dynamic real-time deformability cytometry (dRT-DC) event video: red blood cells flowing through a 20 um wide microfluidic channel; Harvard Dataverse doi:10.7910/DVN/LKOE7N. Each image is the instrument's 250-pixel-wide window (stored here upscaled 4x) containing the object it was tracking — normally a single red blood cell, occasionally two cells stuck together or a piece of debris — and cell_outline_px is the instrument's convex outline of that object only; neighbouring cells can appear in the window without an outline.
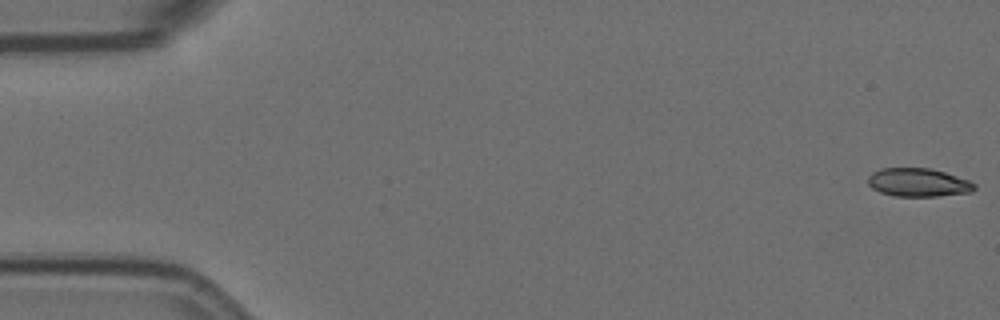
{"species": "Egyptian fruit bat (a non-hibernating species)", "species_latin": "Rousettus aegyptiacus", "temperature_condition": "room temperature", "stored_images_in_passage": 42, "camera_frame_rate_fps": 3000, "um_per_image_px": 0.085, "animal": {"sex": "female"}, "frame": {"image": 1, "passage_image": 1, "time_ms": 0.0, "image_size_px": [1000, 320], "cell_outline_px": [[976, 188], [972, 192], [936, 196], [896, 196], [880, 192], [872, 188], [868, 184], [868, 176], [872, 172], [880, 168], [932, 168], [968, 180], [976, 184]], "centroid_in_image_um": [78.04, 15.5], "position_along_channel_um": 7.0, "area_um2": 17.63}}
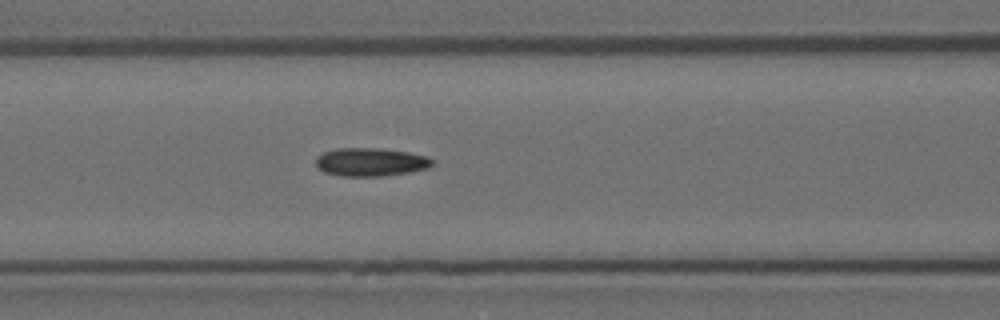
{"frame": {"image": 2, "passage_image": 24, "time_ms": 7.667, "image_size_px": [1000, 320], "cell_outline_px": [[432, 164], [428, 168], [408, 172], [380, 176], [344, 176], [324, 172], [316, 164], [316, 156], [324, 152], [336, 148], [376, 148], [408, 152], [428, 156], [432, 160]], "centroid_in_image_um": [31.49, 13.76], "position_along_channel_um": 135.1, "area_um2": 19.02}}
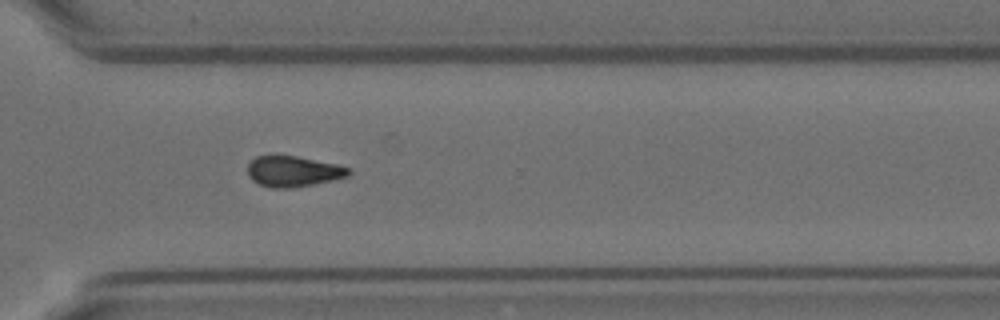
{"frame": {"image": 3, "passage_image": 42, "time_ms": 13.667, "image_size_px": [1000, 320], "cell_outline_px": [[352, 172], [348, 176], [332, 180], [292, 188], [272, 188], [260, 184], [252, 180], [248, 176], [248, 164], [256, 156], [272, 152], [296, 156], [336, 164], [348, 168]], "centroid_in_image_um": [24.86, 14.53], "position_along_channel_um": 345.7, "area_um2": 18.44}}